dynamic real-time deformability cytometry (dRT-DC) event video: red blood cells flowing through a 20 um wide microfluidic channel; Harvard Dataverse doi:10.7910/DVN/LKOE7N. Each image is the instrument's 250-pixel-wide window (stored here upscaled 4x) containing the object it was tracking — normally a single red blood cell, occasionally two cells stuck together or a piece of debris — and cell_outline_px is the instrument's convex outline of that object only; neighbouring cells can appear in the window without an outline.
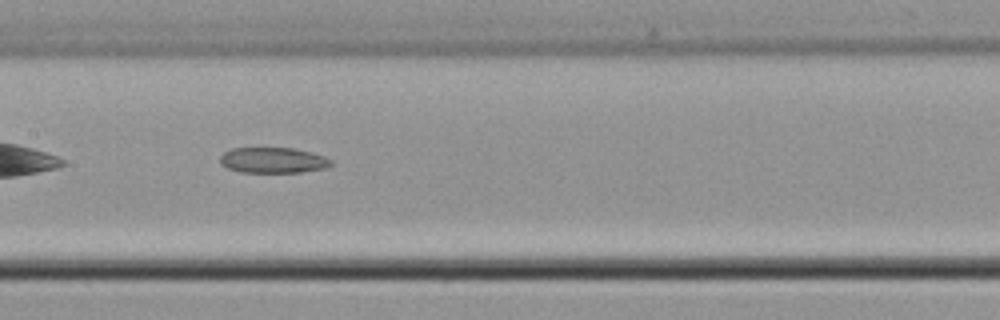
{"species": "common noctule bat (a hibernating species)", "species_latin": "Nyctalus noctula", "temperature_condition": "cold", "stored_images_in_passage": 33, "camera_frame_rate_fps": 3000, "um_per_image_px": 0.085, "animal": {"sex": "male", "body_mass_g": 21.5, "forearm_length_mm": 52.0}, "frame": {"image": 1, "passage_image": 10, "time_ms": 3.0, "image_size_px": [1000, 320], "cell_outline_px": [[332, 164], [324, 168], [300, 172], [240, 172], [228, 168], [220, 164], [220, 156], [224, 152], [232, 148], [292, 148], [312, 152], [324, 156], [332, 160]], "centroid_in_image_um": [23.19, 13.61], "position_along_channel_um": 184.2, "area_um2": 16.53}}